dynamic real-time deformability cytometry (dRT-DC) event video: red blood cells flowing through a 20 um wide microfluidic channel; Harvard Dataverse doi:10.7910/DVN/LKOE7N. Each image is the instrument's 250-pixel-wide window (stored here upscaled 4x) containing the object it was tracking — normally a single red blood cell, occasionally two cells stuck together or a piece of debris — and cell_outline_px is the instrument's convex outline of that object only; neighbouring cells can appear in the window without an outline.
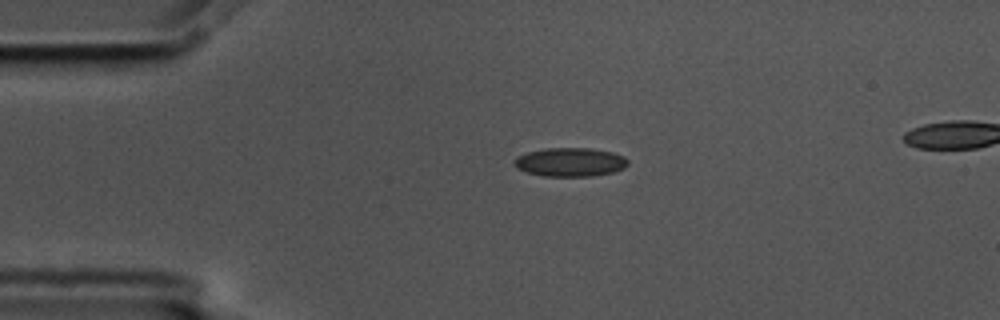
{"species": "common noctule bat (a hibernating species)", "species_latin": "Nyctalus noctula", "temperature_condition": "cold", "stored_images_in_passage": 45, "camera_frame_rate_fps": 3000, "um_per_image_px": 0.085, "animal": {"sex": "male", "body_mass_g": 17.5, "forearm_length_mm": 52.3}, "frame": {"image": 1, "passage_image": 1, "time_ms": 0.0, "image_size_px": [1000, 320], "cell_outline_px": [[628, 164], [624, 168], [612, 172], [592, 176], [540, 176], [524, 172], [516, 168], [512, 164], [512, 160], [516, 156], [528, 152], [544, 148], [588, 148], [612, 152], [624, 156], [628, 160]], "centroid_in_image_um": [48.4, 13.78], "position_along_channel_um": 36.6, "area_um2": 19.31}}
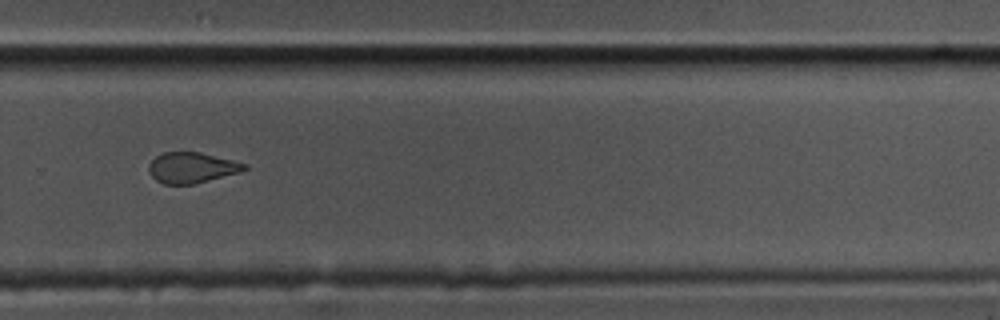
{"frame": {"image": 2, "passage_image": 27, "time_ms": 8.667, "image_size_px": [1000, 320], "cell_outline_px": [[248, 168], [240, 172], [192, 184], [164, 184], [156, 180], [148, 172], [148, 164], [156, 156], [164, 152], [200, 152], [248, 164]], "centroid_in_image_um": [16.28, 14.24], "position_along_channel_um": 313.5, "area_um2": 16.99}}
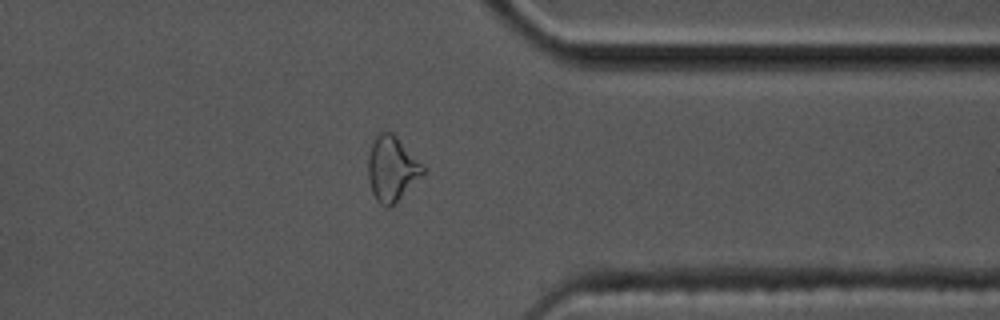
{"frame": {"image": 3, "passage_image": 33, "time_ms": 10.667, "image_size_px": [1000, 320], "cell_outline_px": [[424, 172], [388, 208], [380, 204], [376, 200], [372, 192], [368, 180], [368, 156], [376, 132], [384, 128], [392, 132], [396, 136], [424, 168]], "centroid_in_image_um": [33.23, 14.28], "position_along_channel_um": 378.2, "area_um2": 20.23}, "authors_computed_cell_mechanics": {"area_um2": 18.3804, "velocity_mm_per_s": 3.5608, "shape_relaxation_time_tau1_ms": null, "shape_relaxation_time_tau2_ms": 2.5336, "deformation_change_tau1": null, "deformation_change_tau2": 0.084}}